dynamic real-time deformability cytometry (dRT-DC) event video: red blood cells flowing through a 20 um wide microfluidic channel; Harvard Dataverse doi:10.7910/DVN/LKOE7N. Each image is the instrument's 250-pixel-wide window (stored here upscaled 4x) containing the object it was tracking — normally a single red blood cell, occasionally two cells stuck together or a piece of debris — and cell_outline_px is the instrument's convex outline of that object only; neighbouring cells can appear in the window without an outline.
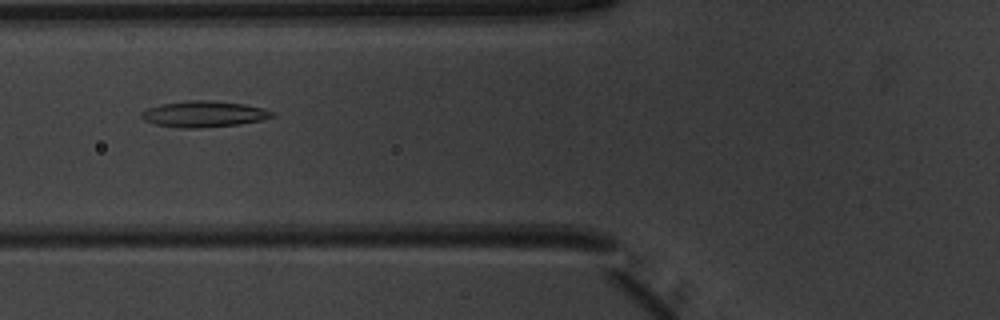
{"species": "common noctule bat (a hibernating species)", "species_latin": "Nyctalus noctula", "temperature_condition": "warm", "stored_images_in_passage": 40, "camera_frame_rate_fps": 3000, "um_per_image_px": 0.085, "animal": {"sex": "male", "body_mass_g": 20.1, "forearm_length_mm": 53.5}, "frame": {"image": 1, "passage_image": 9, "time_ms": 2.667, "image_size_px": [1000, 320], "cell_outline_px": [[276, 116], [260, 120], [240, 124], [200, 128], [184, 128], [156, 124], [144, 120], [140, 116], [140, 112], [148, 108], [160, 104], [188, 100], [212, 100], [244, 104], [264, 108], [276, 112]], "centroid_in_image_um": [17.35, 9.68], "position_along_channel_um": 108.4, "area_um2": 20.0}}
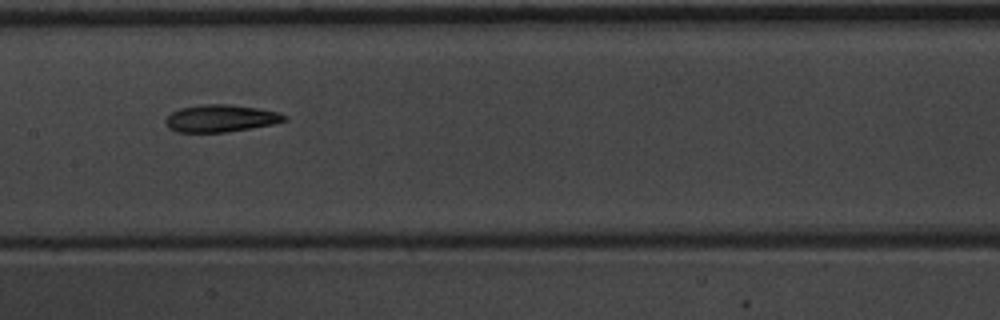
{"frame": {"image": 2, "passage_image": 15, "time_ms": 4.667, "image_size_px": [1000, 320], "cell_outline_px": [[288, 120], [272, 124], [228, 132], [176, 132], [168, 128], [164, 124], [164, 120], [172, 112], [180, 108], [204, 104], [228, 104], [256, 108], [280, 112], [288, 116]], "centroid_in_image_um": [18.75, 10.06], "position_along_channel_um": 188.6, "area_um2": 18.96}}
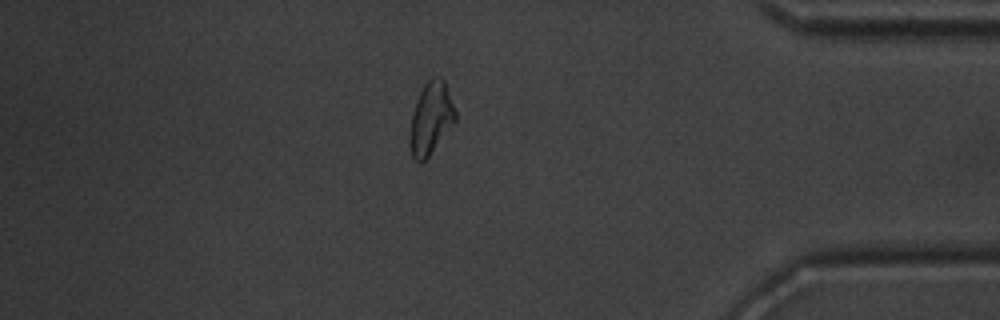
{"frame": {"image": 3, "passage_image": 33, "time_ms": 10.667, "image_size_px": [1000, 320], "cell_outline_px": [[456, 120], [428, 156], [420, 164], [412, 156], [408, 144], [408, 132], [416, 100], [424, 84], [432, 76], [440, 76], [444, 80], [456, 112]], "centroid_in_image_um": [36.59, 10.05], "position_along_channel_um": 398.6, "area_um2": 19.13}, "authors_computed_cell_mechanics": {"area_um2": 19.0162, "velocity_mm_per_s": 3.9916, "shape_relaxation_time_tau1_ms": 6.6254, "shape_relaxation_time_tau2_ms": 6.1165, "deformation_change_tau1": 0.1843, "deformation_change_tau2": 0.1611}}